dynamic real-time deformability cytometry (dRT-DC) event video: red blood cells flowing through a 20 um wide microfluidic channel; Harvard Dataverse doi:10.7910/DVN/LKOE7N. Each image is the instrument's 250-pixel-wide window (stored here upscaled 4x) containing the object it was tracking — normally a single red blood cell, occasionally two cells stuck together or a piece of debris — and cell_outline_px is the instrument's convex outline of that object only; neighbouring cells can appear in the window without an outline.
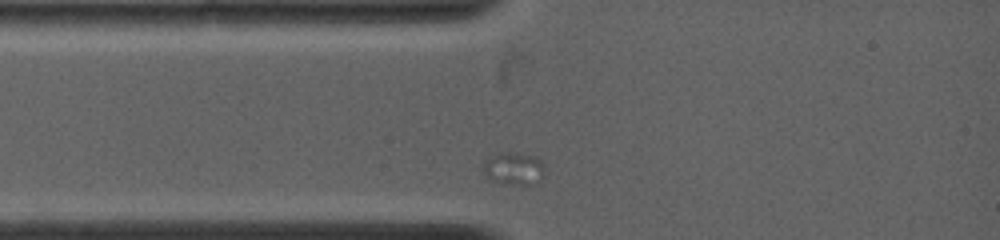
{"species": "common noctule bat (a hibernating species)", "species_latin": "Nyctalus noctula", "temperature_condition": "warm", "stored_images_in_passage": 14, "camera_frame_rate_fps": 4500, "um_per_image_px": 0.085, "animal": {"sex": "female", "body_mass_g": 19.0, "forearm_length_mm": 53.3}, "frame": {"image": 1, "passage_image": 1, "time_ms": 0.0, "image_size_px": [1000, 240], "cell_outline_px": [[544, 168], [540, 180], [532, 184], [504, 184], [492, 180], [484, 172], [484, 164], [488, 160], [500, 152], [516, 152], [536, 156], [544, 164]], "centroid_in_image_um": [43.72, 14.32], "position_along_channel_um": 41.3, "area_um2": 11.44}}